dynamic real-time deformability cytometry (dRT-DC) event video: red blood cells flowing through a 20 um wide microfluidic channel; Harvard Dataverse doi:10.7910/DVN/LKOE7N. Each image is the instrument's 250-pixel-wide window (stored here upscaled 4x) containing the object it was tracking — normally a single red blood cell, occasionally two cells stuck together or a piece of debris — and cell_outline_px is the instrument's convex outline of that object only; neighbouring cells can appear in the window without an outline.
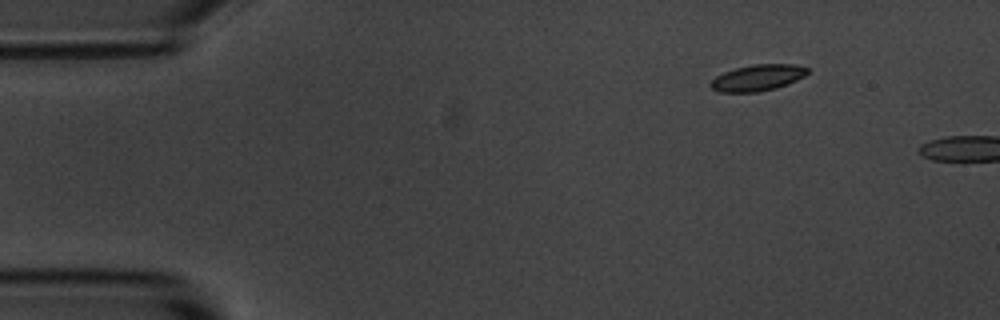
{"species": "common noctule bat (a hibernating species)", "species_latin": "Nyctalus noctula", "temperature_condition": "room temperature", "stored_images_in_passage": 3, "camera_frame_rate_fps": 3000, "um_per_image_px": 0.085, "animal": {"sex": "male", "body_mass_g": 20.1, "forearm_length_mm": 53.5}, "frame": {"image": 1, "passage_image": 1, "time_ms": 0.0, "image_size_px": [1000, 320], "cell_outline_px": [[808, 72], [804, 76], [788, 84], [776, 88], [756, 92], [720, 92], [712, 88], [708, 84], [716, 76], [724, 72], [736, 68], [752, 64], [792, 64], [808, 68]], "centroid_in_image_um": [64.38, 6.61], "position_along_channel_um": 20.6, "area_um2": 14.74}}